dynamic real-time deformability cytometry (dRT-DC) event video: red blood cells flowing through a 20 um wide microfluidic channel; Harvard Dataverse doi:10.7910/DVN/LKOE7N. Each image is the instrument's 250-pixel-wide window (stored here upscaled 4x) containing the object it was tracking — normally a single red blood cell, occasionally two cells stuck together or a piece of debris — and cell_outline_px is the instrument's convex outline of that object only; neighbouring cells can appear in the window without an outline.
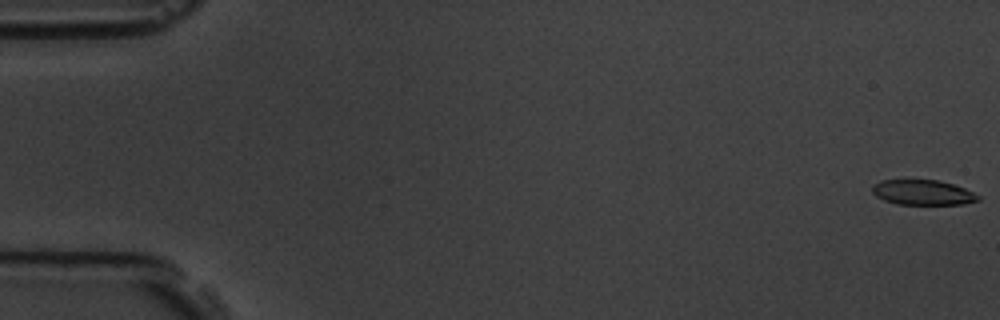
{"species": "common noctule bat (a hibernating species)", "species_latin": "Nyctalus noctula", "temperature_condition": "room temperature", "stored_images_in_passage": 58, "camera_frame_rate_fps": 3000, "um_per_image_px": 0.085, "animal": {"sex": "male", "body_mass_g": 19.5, "forearm_length_mm": 54.6}, "frame": {"image": 1, "passage_image": 1, "time_ms": 0.0, "image_size_px": [1000, 320], "cell_outline_px": [[980, 200], [964, 204], [896, 204], [884, 200], [876, 196], [872, 192], [872, 184], [880, 180], [936, 180], [952, 184], [964, 188], [980, 196]], "centroid_in_image_um": [78.41, 16.36], "position_along_channel_um": 6.6, "area_um2": 15.43}}
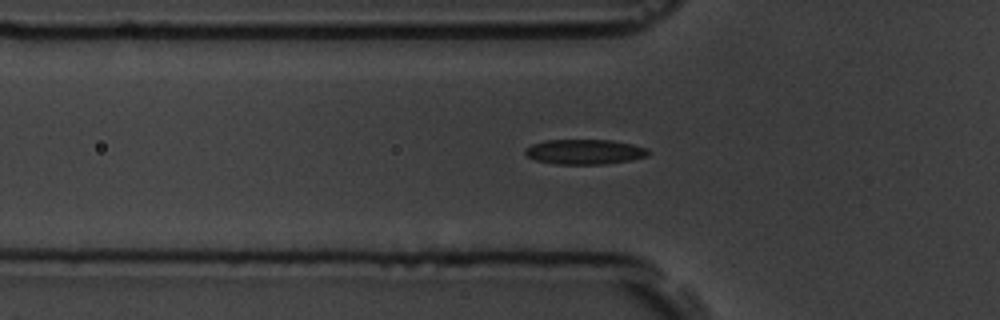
{"frame": {"image": 2, "passage_image": 20, "time_ms": 6.333, "image_size_px": [1000, 320], "cell_outline_px": [[652, 152], [648, 156], [632, 160], [604, 164], [552, 164], [536, 160], [528, 156], [524, 152], [524, 148], [532, 144], [544, 140], [612, 140], [632, 144], [648, 148]], "centroid_in_image_um": [49.72, 12.9], "position_along_channel_um": 76.1, "area_um2": 18.15}}
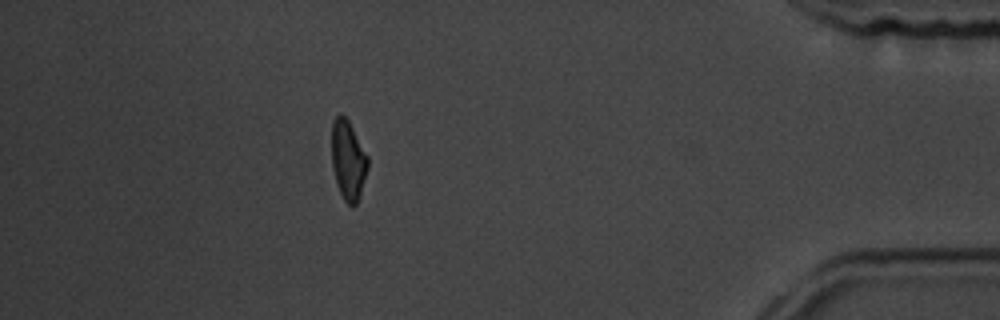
{"frame": {"image": 3, "passage_image": 52, "time_ms": 17.0, "image_size_px": [1000, 320], "cell_outline_px": [[368, 168], [356, 204], [352, 208], [344, 200], [336, 184], [332, 168], [332, 120], [340, 112], [348, 120], [368, 156]], "centroid_in_image_um": [29.57, 13.6], "position_along_channel_um": 405.6, "area_um2": 16.7}, "authors_computed_cell_mechanics": {"area_um2": 17.3978, "velocity_mm_per_s": 3.5394, "shape_relaxation_time_tau1_ms": 4.1126, "shape_relaxation_time_tau2_ms": 3.0722, "deformation_change_tau1": 0.1249, "deformation_change_tau2": 0.1074}}